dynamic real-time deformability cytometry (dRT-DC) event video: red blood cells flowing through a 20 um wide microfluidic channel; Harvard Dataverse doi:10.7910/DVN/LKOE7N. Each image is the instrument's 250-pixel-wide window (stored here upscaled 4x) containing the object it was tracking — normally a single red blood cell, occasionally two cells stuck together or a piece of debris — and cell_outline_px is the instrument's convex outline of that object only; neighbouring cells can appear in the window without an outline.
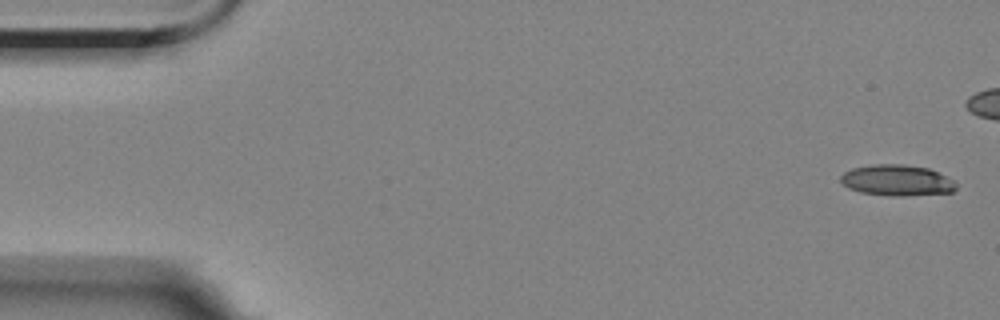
{"species": "Egyptian fruit bat (a non-hibernating species)", "species_latin": "Rousettus aegyptiacus", "temperature_condition": "room temperature", "stored_images_in_passage": 6, "camera_frame_rate_fps": 3000, "um_per_image_px": 0.085, "animal": {"sex": "female"}, "frame": {"image": 1, "passage_image": 1, "time_ms": 0.0, "image_size_px": [1000, 320], "cell_outline_px": [[956, 188], [952, 192], [904, 196], [892, 196], [860, 192], [848, 188], [840, 180], [840, 176], [844, 172], [852, 168], [872, 164], [904, 164], [928, 168], [952, 180], [956, 184]], "centroid_in_image_um": [76.2, 15.32], "position_along_channel_um": 8.8, "area_um2": 20.75}}